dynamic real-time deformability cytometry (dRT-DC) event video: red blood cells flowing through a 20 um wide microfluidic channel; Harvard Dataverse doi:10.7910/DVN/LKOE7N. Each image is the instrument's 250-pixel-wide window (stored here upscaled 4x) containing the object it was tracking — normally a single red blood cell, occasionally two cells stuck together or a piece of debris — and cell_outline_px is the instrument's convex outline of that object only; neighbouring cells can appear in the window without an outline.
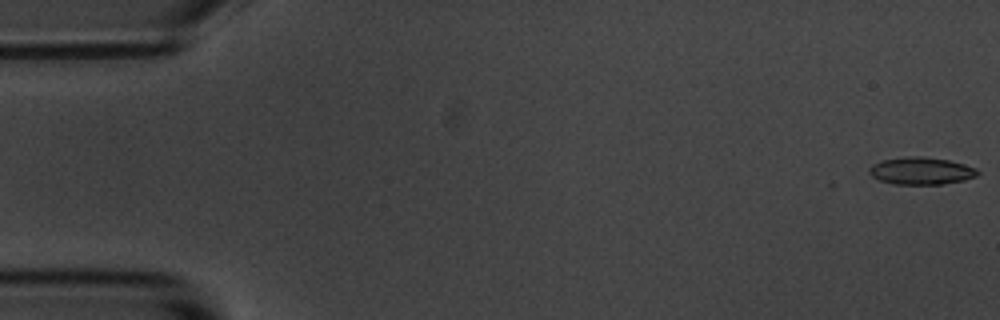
{"species": "common noctule bat (a hibernating species)", "species_latin": "Nyctalus noctula", "temperature_condition": "room temperature", "stored_images_in_passage": 55, "camera_frame_rate_fps": 3000, "um_per_image_px": 0.085, "animal": {"sex": "male", "body_mass_g": 20.1, "forearm_length_mm": 53.5}, "frame": {"image": 1, "passage_image": 1, "time_ms": 0.0, "image_size_px": [1000, 320], "cell_outline_px": [[980, 172], [976, 176], [964, 180], [944, 184], [896, 184], [880, 180], [872, 176], [868, 172], [868, 168], [872, 164], [884, 160], [912, 156], [920, 156], [948, 160], [964, 164], [976, 168]], "centroid_in_image_um": [78.31, 14.53], "position_along_channel_um": 6.7, "area_um2": 17.11}}
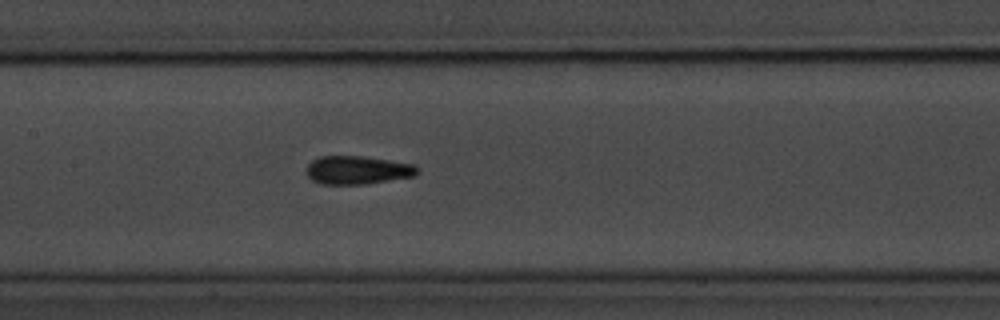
{"frame": {"image": 2, "passage_image": 26, "time_ms": 8.333, "image_size_px": [1000, 320], "cell_outline_px": [[416, 176], [368, 184], [320, 184], [312, 180], [308, 176], [304, 168], [312, 160], [320, 156], [360, 156], [416, 164]], "centroid_in_image_um": [30.35, 14.46], "position_along_channel_um": 177.0, "area_um2": 18.44}}
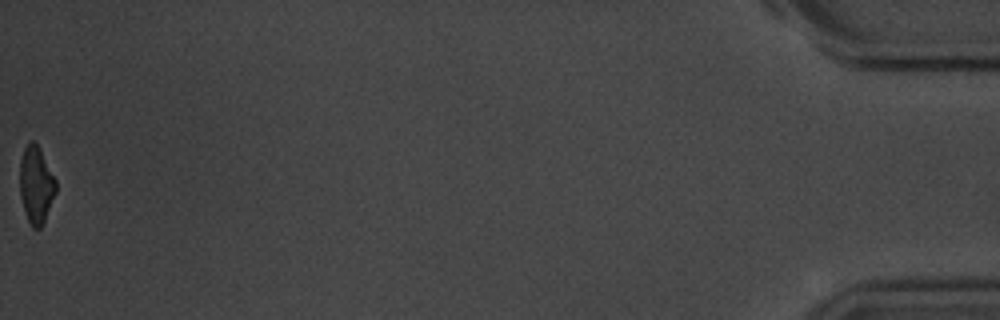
{"frame": {"image": 3, "passage_image": 55, "time_ms": 18.0, "image_size_px": [1000, 320], "cell_outline_px": [[56, 192], [44, 220], [40, 228], [32, 228], [28, 220], [20, 196], [20, 160], [24, 148], [32, 140], [36, 144], [56, 180]], "centroid_in_image_um": [3.05, 15.73], "position_along_channel_um": 432.1, "area_um2": 15.72}, "authors_computed_cell_mechanics": {"area_um2": 17.5712, "velocity_mm_per_s": 3.6781, "shape_relaxation_time_tau1_ms": 3.1696, "shape_relaxation_time_tau2_ms": 2.47, "deformation_change_tau1": 0.1091, "deformation_change_tau2": 0.0973}}